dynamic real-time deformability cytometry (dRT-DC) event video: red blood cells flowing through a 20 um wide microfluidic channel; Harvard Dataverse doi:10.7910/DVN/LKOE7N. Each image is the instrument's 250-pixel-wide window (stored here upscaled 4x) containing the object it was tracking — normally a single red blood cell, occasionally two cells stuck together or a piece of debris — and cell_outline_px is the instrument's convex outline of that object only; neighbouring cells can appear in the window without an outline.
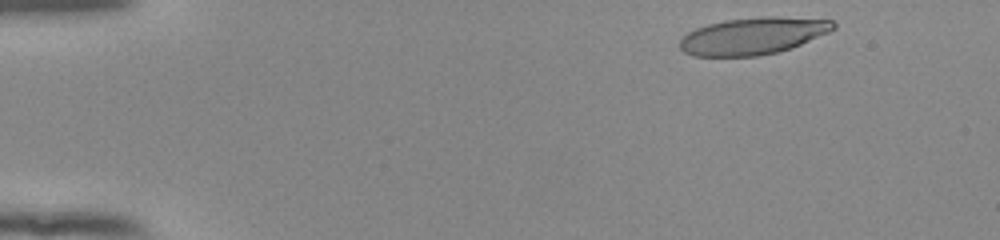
{"species": "human", "species_latin": "Homo sapiens", "temperature_condition": "room temperature", "stored_images_in_passage": 49, "camera_frame_rate_fps": 3000, "um_per_image_px": 0.085, "donor": {"sex": "female"}, "frame": {"image": 1, "passage_image": 3, "time_ms": 0.667, "image_size_px": [1000, 240], "cell_outline_px": [[836, 28], [828, 32], [800, 44], [776, 52], [756, 56], [692, 56], [684, 52], [680, 48], [680, 40], [688, 32], [696, 28], [708, 24], [724, 20], [764, 16], [776, 16], [832, 20], [836, 24]], "centroid_in_image_um": [63.98, 3.04], "position_along_channel_um": 21.0, "area_um2": 32.89}}
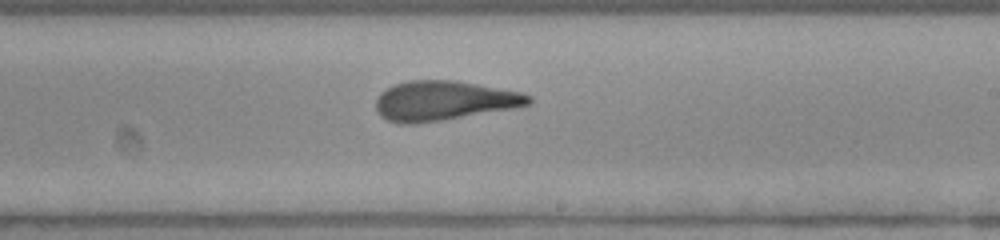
{"frame": {"image": 2, "passage_image": 29, "time_ms": 9.333, "image_size_px": [1000, 240], "cell_outline_px": [[532, 104], [512, 108], [444, 120], [416, 124], [400, 124], [388, 120], [380, 116], [376, 108], [376, 100], [380, 92], [396, 84], [408, 80], [456, 80], [520, 92], [532, 96]], "centroid_in_image_um": [37.71, 8.56], "position_along_channel_um": 251.3, "area_um2": 35.26}}
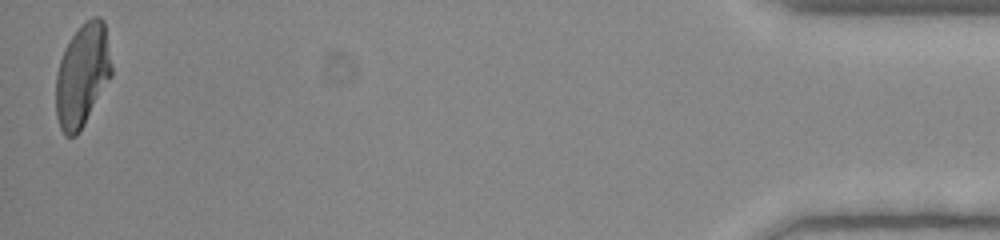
{"frame": {"image": 3, "passage_image": 49, "time_ms": 16.0, "image_size_px": [1000, 240], "cell_outline_px": [[112, 76], [84, 124], [76, 136], [64, 136], [60, 128], [56, 116], [56, 72], [64, 48], [72, 36], [92, 16], [100, 16], [104, 20], [112, 68]], "centroid_in_image_um": [6.99, 6.41], "position_along_channel_um": 428.2, "area_um2": 33.23}, "authors_computed_cell_mechanics": {"area_um2": 35.0268, "velocity_mm_per_s": 3.9095, "shape_relaxation_time_tau1_ms": 6.395, "shape_relaxation_time_tau2_ms": 1.3817, "deformation_change_tau1": 0.2145, "deformation_change_tau2": 0.1121}}